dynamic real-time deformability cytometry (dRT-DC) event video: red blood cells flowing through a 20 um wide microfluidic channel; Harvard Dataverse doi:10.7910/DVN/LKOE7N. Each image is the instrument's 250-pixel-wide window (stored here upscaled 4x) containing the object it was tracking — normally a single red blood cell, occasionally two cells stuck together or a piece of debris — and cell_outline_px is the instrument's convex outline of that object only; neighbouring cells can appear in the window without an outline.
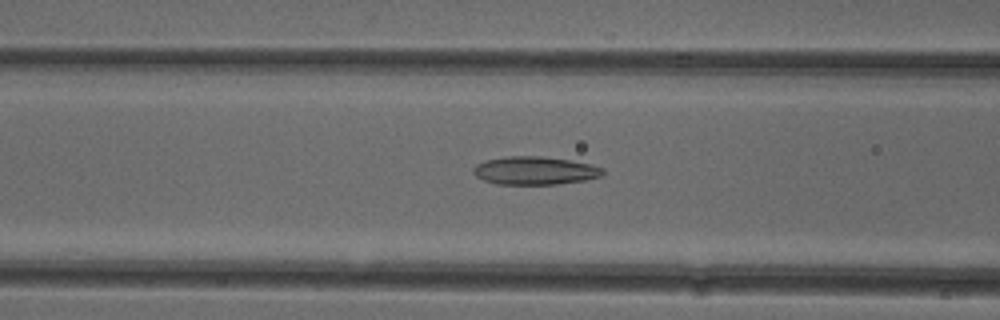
{"species": "common noctule bat (a hibernating species)", "species_latin": "Nyctalus noctula", "temperature_condition": "cold", "stored_images_in_passage": 52, "camera_frame_rate_fps": 3000, "um_per_image_px": 0.085, "animal": {"sex": "female"}, "frame": {"image": 1, "passage_image": 21, "time_ms": 6.667, "image_size_px": [1000, 320], "cell_outline_px": [[604, 176], [584, 180], [556, 184], [496, 184], [484, 180], [476, 176], [472, 172], [472, 168], [476, 164], [484, 160], [508, 156], [540, 156], [572, 160], [592, 164], [604, 168]], "centroid_in_image_um": [45.47, 14.49], "position_along_channel_um": 121.1, "area_um2": 21.44}}
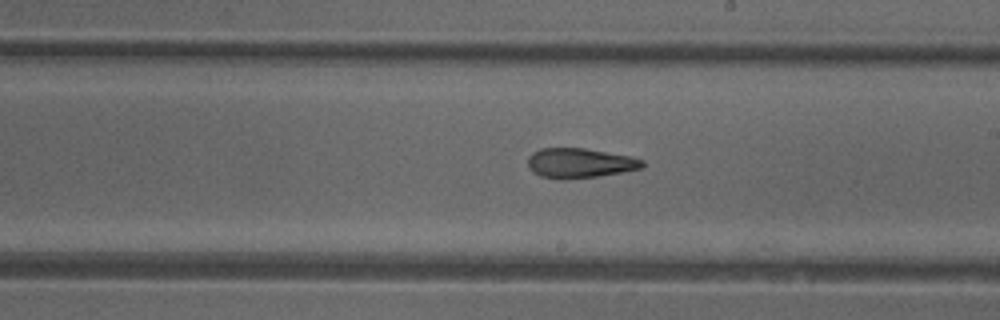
{"frame": {"image": 2, "passage_image": 30, "time_ms": 9.667, "image_size_px": [1000, 320], "cell_outline_px": [[644, 164], [640, 168], [620, 172], [596, 176], [560, 180], [540, 176], [532, 172], [528, 168], [528, 156], [532, 152], [540, 148], [584, 148], [632, 156], [644, 160]], "centroid_in_image_um": [49.23, 13.85], "position_along_channel_um": 239.8, "area_um2": 19.94}}
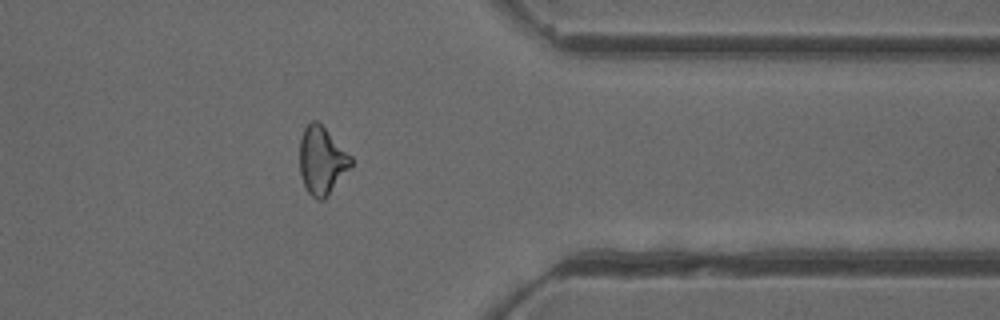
{"frame": {"image": 3, "passage_image": 42, "time_ms": 13.667, "image_size_px": [1000, 320], "cell_outline_px": [[352, 164], [328, 196], [324, 200], [316, 200], [308, 192], [304, 184], [300, 172], [300, 140], [304, 128], [312, 120], [316, 120], [352, 156]], "centroid_in_image_um": [27.35, 13.67], "position_along_channel_um": 384.1, "area_um2": 20.0}, "authors_computed_cell_mechanics": {"area_um2": 21.2704, "velocity_mm_per_s": 3.9492, "shape_relaxation_time_tau1_ms": null, "shape_relaxation_time_tau2_ms": 1.928, "deformation_change_tau1": null, "deformation_change_tau2": 0.1004}}